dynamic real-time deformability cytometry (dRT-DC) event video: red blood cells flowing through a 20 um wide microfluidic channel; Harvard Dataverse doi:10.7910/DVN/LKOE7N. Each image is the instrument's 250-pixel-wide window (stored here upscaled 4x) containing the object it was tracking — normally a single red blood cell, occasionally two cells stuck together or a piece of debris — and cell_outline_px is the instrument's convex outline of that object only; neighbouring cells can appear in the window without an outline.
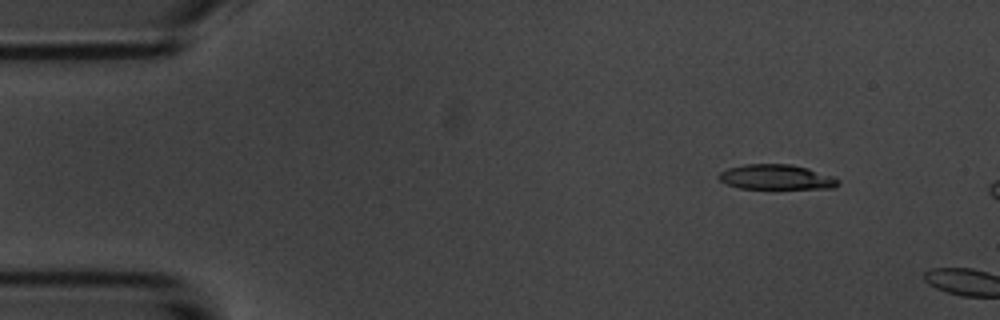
{"species": "common noctule bat (a hibernating species)", "species_latin": "Nyctalus noctula", "temperature_condition": "room temperature", "stored_images_in_passage": 4, "camera_frame_rate_fps": 3000, "um_per_image_px": 0.085, "animal": {"sex": "male", "body_mass_g": 20.1, "forearm_length_mm": 53.5}, "frame": {"image": 1, "passage_image": 2, "time_ms": 1.333, "image_size_px": [1000, 320], "cell_outline_px": [[840, 184], [832, 188], [740, 188], [728, 184], [720, 180], [716, 176], [720, 172], [728, 168], [744, 164], [792, 164], [808, 168], [836, 176], [840, 180]], "centroid_in_image_um": [66.03, 15.04], "position_along_channel_um": 19.0, "area_um2": 17.46}}